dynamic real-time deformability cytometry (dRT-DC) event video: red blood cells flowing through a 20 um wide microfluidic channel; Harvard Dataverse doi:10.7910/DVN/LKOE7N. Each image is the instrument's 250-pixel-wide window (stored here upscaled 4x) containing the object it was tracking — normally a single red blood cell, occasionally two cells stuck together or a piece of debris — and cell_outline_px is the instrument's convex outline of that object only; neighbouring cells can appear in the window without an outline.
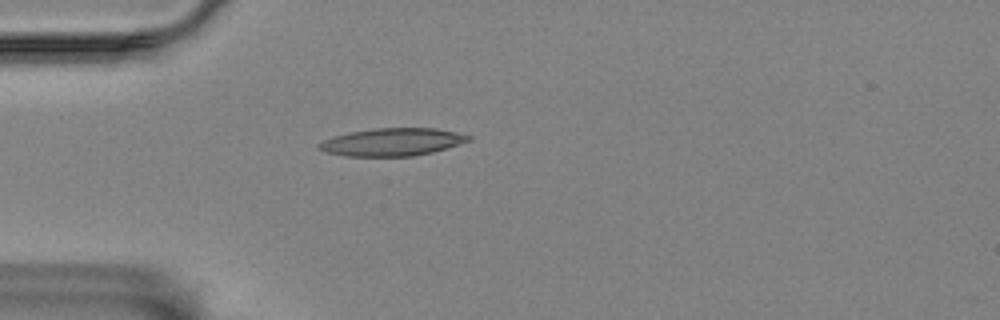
{"species": "Egyptian fruit bat (a non-hibernating species)", "species_latin": "Rousettus aegyptiacus", "temperature_condition": "room temperature", "stored_images_in_passage": 38, "camera_frame_rate_fps": 3000, "um_per_image_px": 0.085, "animal": {"sex": "female"}, "frame": {"image": 1, "passage_image": 1, "time_ms": 0.0, "image_size_px": [1000, 320], "cell_outline_px": [[472, 140], [432, 152], [412, 156], [344, 156], [328, 152], [320, 148], [316, 144], [332, 136], [372, 128], [436, 128], [472, 136]], "centroid_in_image_um": [33.34, 12.06], "position_along_channel_um": 51.7, "area_um2": 23.93}}
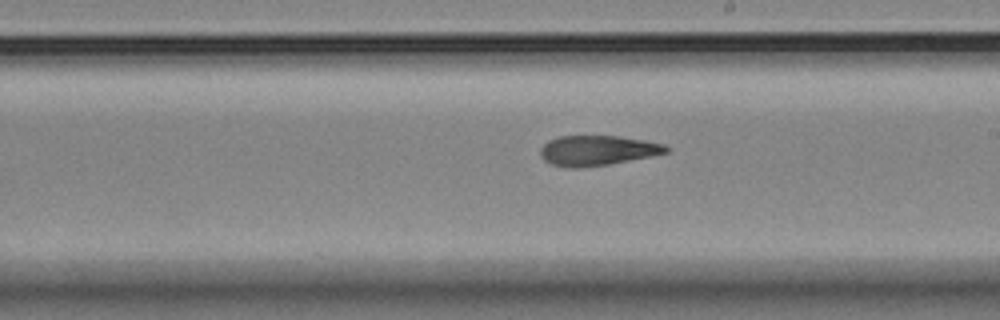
{"frame": {"image": 2, "passage_image": 18, "time_ms": 5.667, "image_size_px": [1000, 320], "cell_outline_px": [[668, 152], [652, 156], [608, 164], [580, 168], [568, 168], [552, 164], [544, 160], [540, 156], [540, 148], [548, 140], [556, 136], [620, 136], [644, 140], [664, 144], [668, 148]], "centroid_in_image_um": [50.74, 12.79], "position_along_channel_um": 238.3, "area_um2": 22.08}}
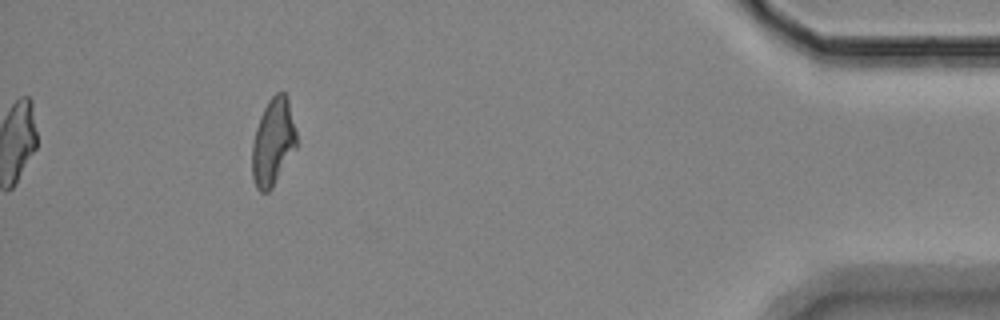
{"frame": {"image": 3, "passage_image": 38, "time_ms": 12.333, "image_size_px": [1000, 320], "cell_outline_px": [[296, 148], [272, 188], [268, 192], [260, 192], [256, 188], [252, 176], [252, 144], [256, 128], [260, 116], [268, 100], [276, 92], [284, 92], [288, 96], [296, 132]], "centroid_in_image_um": [23.2, 12.07], "position_along_channel_um": 412.0, "area_um2": 22.6}, "authors_computed_cell_mechanics": {"area_um2": 22.6287, "velocity_mm_per_s": 3.4494, "shape_relaxation_time_tau1_ms": null, "shape_relaxation_time_tau2_ms": 4.208, "deformation_change_tau1": null, "deformation_change_tau2": 0.1302}}